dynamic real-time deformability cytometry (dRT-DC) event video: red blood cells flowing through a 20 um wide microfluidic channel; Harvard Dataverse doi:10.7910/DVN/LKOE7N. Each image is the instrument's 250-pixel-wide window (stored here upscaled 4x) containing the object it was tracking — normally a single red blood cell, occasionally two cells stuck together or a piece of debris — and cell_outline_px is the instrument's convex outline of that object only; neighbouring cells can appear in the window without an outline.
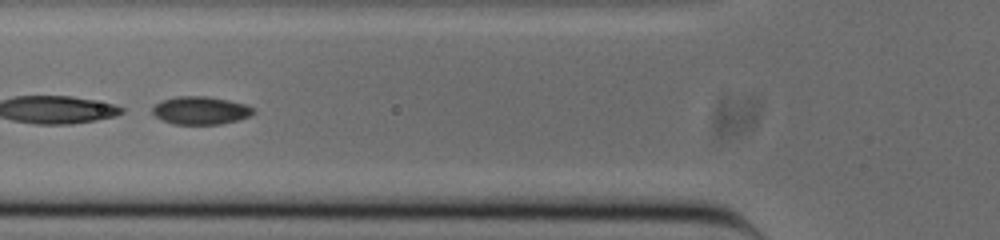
{"species": "common noctule bat (a hibernating species)", "species_latin": "Nyctalus noctula", "temperature_condition": "cold", "stored_images_in_passage": 35, "camera_frame_rate_fps": 3000, "um_per_image_px": 0.085, "animal": {"sex": "male", "body_mass_g": 20.0, "forearm_length_mm": 53.3}, "frame": {"image": 1, "passage_image": 6, "time_ms": 1.667, "image_size_px": [1000, 240], "cell_outline_px": [[256, 112], [248, 116], [236, 120], [220, 124], [172, 124], [160, 120], [152, 112], [152, 108], [160, 100], [176, 96], [208, 96], [228, 100], [244, 104], [252, 108]], "centroid_in_image_um": [16.99, 9.38], "position_along_channel_um": 108.8, "area_um2": 16.42}, "authors_computed_cell_mechanics": {"area_um2": 16.7042, "velocity_mm_per_s": 3.8481, "shape_relaxation_time_tau1_ms": 9.1197, "shape_relaxation_time_tau2_ms": 1.2419, "deformation_change_tau1": 0.1465, "deformation_change_tau2": 0.0585}}